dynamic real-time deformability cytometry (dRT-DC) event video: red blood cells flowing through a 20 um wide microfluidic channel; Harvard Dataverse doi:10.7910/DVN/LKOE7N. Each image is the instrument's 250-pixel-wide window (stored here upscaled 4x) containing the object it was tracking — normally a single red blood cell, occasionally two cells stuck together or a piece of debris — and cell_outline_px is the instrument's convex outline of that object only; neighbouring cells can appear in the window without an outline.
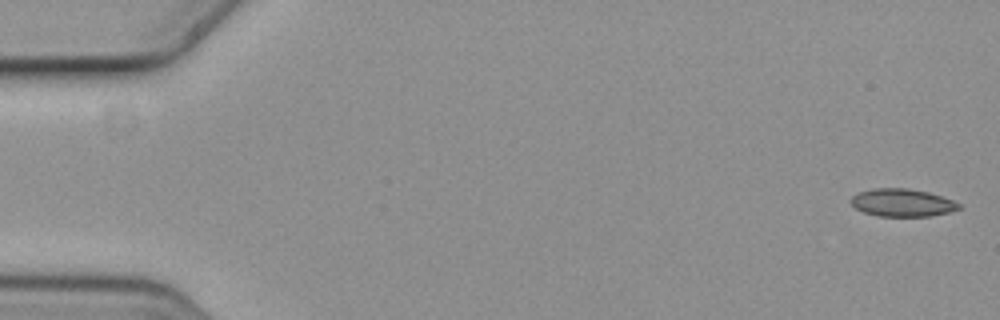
{"species": "common noctule bat (a hibernating species)", "species_latin": "Nyctalus noctula", "temperature_condition": "cold", "stored_images_in_passage": 6, "camera_frame_rate_fps": 3000, "um_per_image_px": 0.085, "animal": {"sex": "female", "body_mass_g": 19.3, "forearm_length_mm": 54.1}, "frame": {"image": 1, "passage_image": 1, "time_ms": 0.0, "image_size_px": [1000, 320], "cell_outline_px": [[960, 208], [948, 212], [932, 216], [876, 216], [864, 212], [856, 208], [852, 204], [852, 196], [860, 192], [876, 188], [908, 188], [928, 192], [952, 200], [960, 204]], "centroid_in_image_um": [76.69, 17.23], "position_along_channel_um": 8.3, "area_um2": 17.22}}
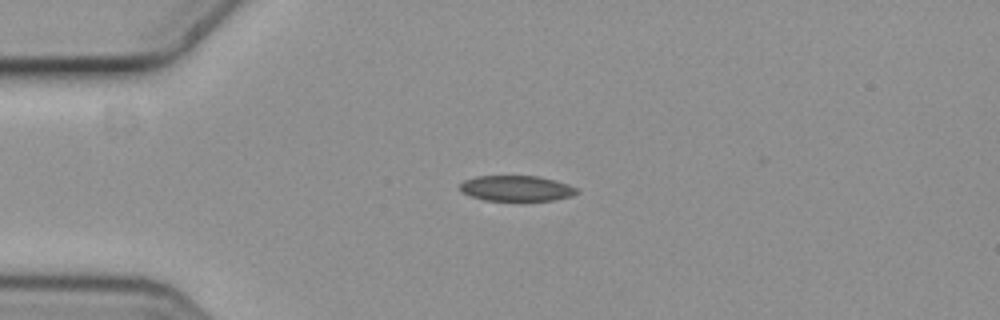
{"frame": {"image": 2, "passage_image": 4, "time_ms": 1.0, "image_size_px": [1000, 320], "cell_outline_px": [[580, 192], [572, 196], [552, 200], [484, 200], [472, 196], [464, 192], [460, 188], [460, 184], [464, 180], [476, 176], [536, 176], [568, 184], [576, 188]], "centroid_in_image_um": [43.91, 16.0], "position_along_channel_um": 41.1, "area_um2": 17.11}}
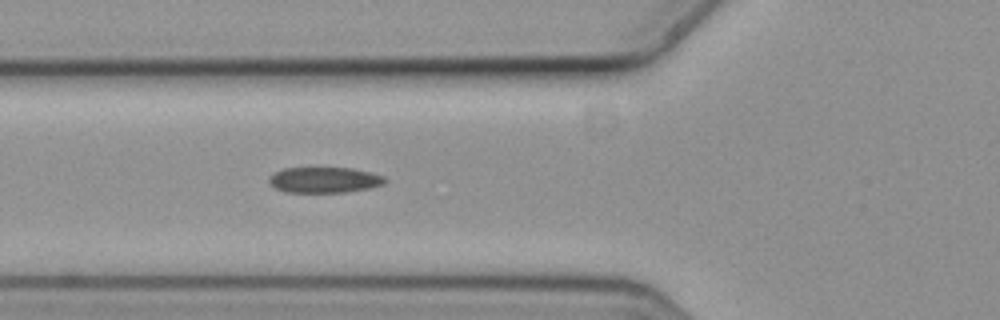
{"frame": {"image": 3, "passage_image": 6, "time_ms": 1.667, "image_size_px": [1000, 320], "cell_outline_px": [[388, 180], [384, 184], [368, 188], [344, 192], [284, 192], [276, 188], [268, 180], [268, 176], [284, 168], [352, 168], [384, 176]], "centroid_in_image_um": [27.57, 15.29], "position_along_channel_um": 98.2, "area_um2": 17.22}}